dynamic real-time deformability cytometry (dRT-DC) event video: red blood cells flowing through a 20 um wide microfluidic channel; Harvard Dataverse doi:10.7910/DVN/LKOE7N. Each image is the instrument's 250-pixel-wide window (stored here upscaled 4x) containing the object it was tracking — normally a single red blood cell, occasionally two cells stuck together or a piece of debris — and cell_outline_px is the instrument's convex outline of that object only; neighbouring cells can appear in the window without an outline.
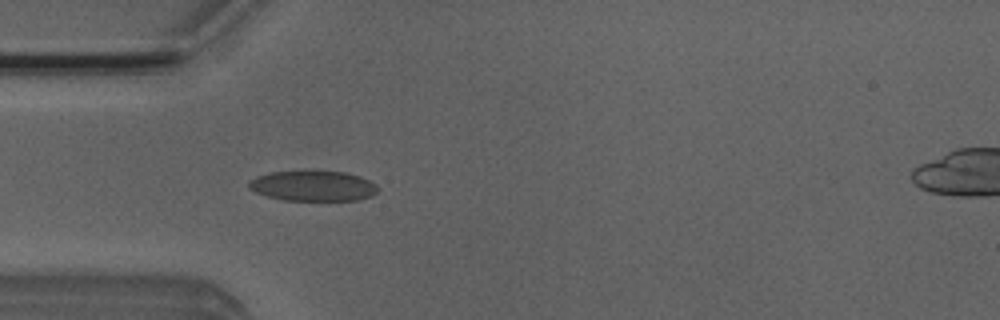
{"species": "Egyptian fruit bat (a non-hibernating species)", "species_latin": "Rousettus aegyptiacus", "temperature_condition": "room temperature", "stored_images_in_passage": 4, "camera_frame_rate_fps": 3000, "um_per_image_px": 0.085, "animal": {"sex": "male"}, "frame": {"image": 1, "passage_image": 3, "time_ms": 2.333, "image_size_px": [1000, 320], "cell_outline_px": [[380, 188], [372, 196], [360, 200], [280, 200], [256, 192], [248, 188], [248, 184], [256, 176], [268, 172], [304, 168], [312, 168], [344, 172], [360, 176], [376, 184]], "centroid_in_image_um": [26.6, 15.75], "position_along_channel_um": 58.4, "area_um2": 23.81}}